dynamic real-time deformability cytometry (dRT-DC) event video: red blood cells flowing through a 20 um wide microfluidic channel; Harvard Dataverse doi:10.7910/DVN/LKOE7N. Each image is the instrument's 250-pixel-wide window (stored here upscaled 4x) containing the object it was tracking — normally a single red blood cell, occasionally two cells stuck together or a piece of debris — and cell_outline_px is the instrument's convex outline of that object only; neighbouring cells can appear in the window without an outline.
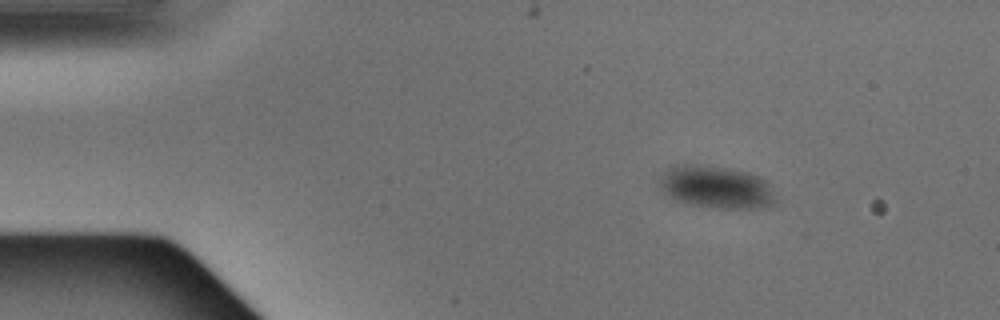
{"species": "Egyptian fruit bat (a non-hibernating species)", "species_latin": "Rousettus aegyptiacus", "temperature_condition": "warm", "stored_images_in_passage": 4, "camera_frame_rate_fps": 3000, "um_per_image_px": 0.085, "animal": {"sex": "male"}, "frame": {"image": 1, "passage_image": 1, "time_ms": 0.0, "image_size_px": [1000, 320], "cell_outline_px": [[776, 204], [756, 208], [720, 208], [692, 204], [676, 200], [668, 196], [660, 188], [660, 176], [672, 164], [696, 164], [728, 168], [748, 172], [760, 176], [768, 184], [776, 196]], "centroid_in_image_um": [60.87, 15.89], "position_along_channel_um": 24.1, "area_um2": 28.84}}
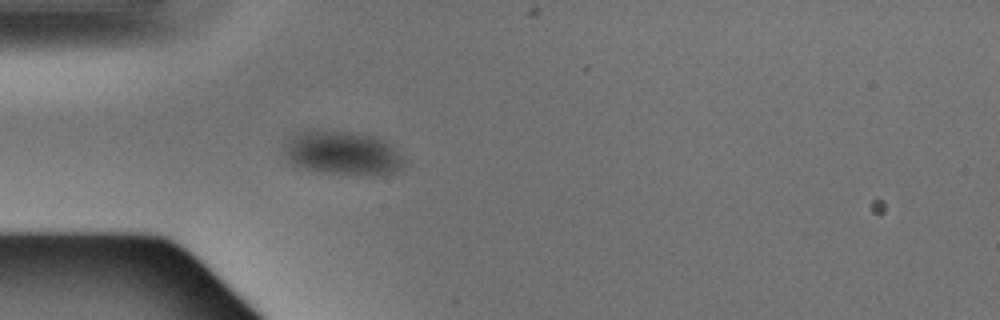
{"frame": {"image": 2, "passage_image": 3, "time_ms": 0.667, "image_size_px": [1000, 320], "cell_outline_px": [[404, 168], [396, 172], [376, 176], [364, 176], [320, 172], [304, 168], [292, 164], [288, 160], [284, 152], [284, 144], [288, 136], [296, 132], [312, 128], [348, 132], [380, 136], [392, 144], [404, 160]], "centroid_in_image_um": [29.12, 12.99], "position_along_channel_um": 55.9, "area_um2": 31.85}}